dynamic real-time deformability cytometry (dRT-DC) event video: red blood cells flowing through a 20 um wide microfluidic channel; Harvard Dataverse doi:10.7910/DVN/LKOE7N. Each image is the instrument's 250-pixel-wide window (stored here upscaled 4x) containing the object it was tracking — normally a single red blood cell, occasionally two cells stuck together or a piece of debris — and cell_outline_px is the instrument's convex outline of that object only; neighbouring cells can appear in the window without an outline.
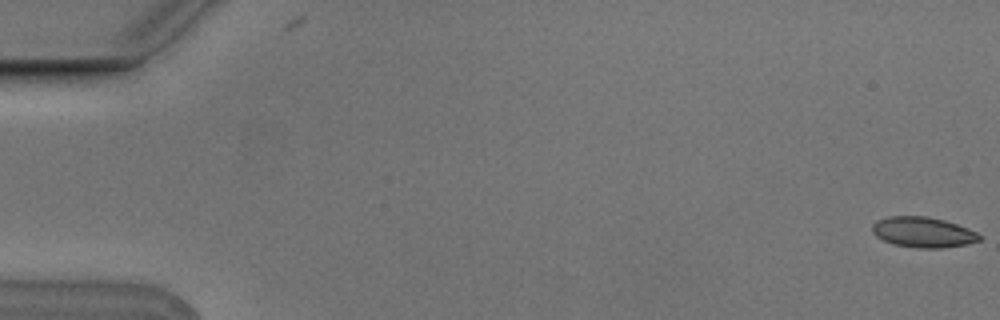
{"species": "Egyptian fruit bat (a non-hibernating species)", "species_latin": "Rousettus aegyptiacus", "temperature_condition": "cold", "stored_images_in_passage": 5, "camera_frame_rate_fps": 3000, "um_per_image_px": 0.085, "animal": {"sex": "male"}, "frame": {"image": 1, "passage_image": 1, "time_ms": 0.0, "image_size_px": [1000, 320], "cell_outline_px": [[980, 240], [968, 244], [940, 248], [916, 248], [892, 244], [876, 236], [872, 232], [872, 224], [876, 220], [888, 216], [928, 216], [944, 220], [968, 228], [976, 232], [980, 236]], "centroid_in_image_um": [78.43, 19.73], "position_along_channel_um": 6.6, "area_um2": 19.07}}